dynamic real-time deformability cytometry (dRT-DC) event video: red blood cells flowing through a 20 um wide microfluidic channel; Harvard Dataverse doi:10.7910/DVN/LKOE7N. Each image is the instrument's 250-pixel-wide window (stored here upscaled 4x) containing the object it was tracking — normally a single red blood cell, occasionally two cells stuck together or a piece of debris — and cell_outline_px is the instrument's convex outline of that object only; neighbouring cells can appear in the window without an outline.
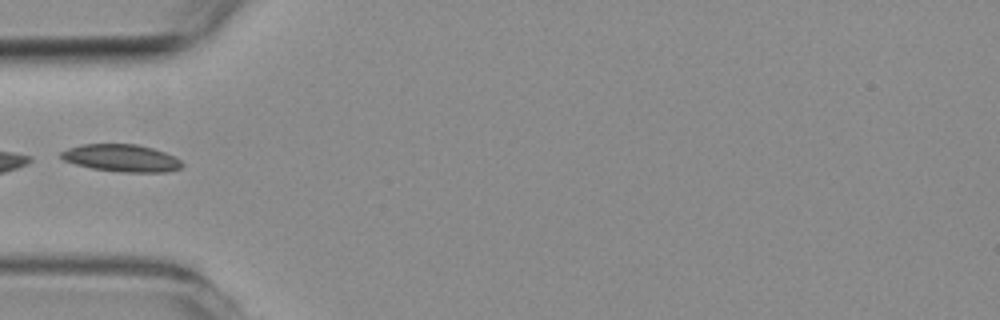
{"species": "common noctule bat (a hibernating species)", "species_latin": "Nyctalus noctula", "temperature_condition": "room temperature", "stored_images_in_passage": 5, "camera_frame_rate_fps": 3000, "um_per_image_px": 0.085, "animal": {"sex": "female", "body_mass_g": 19.3, "forearm_length_mm": 54.1}, "frame": {"image": 1, "passage_image": 5, "time_ms": 4.667, "image_size_px": [1000, 320], "cell_outline_px": [[184, 164], [180, 168], [168, 172], [120, 172], [92, 168], [76, 164], [64, 160], [60, 156], [60, 152], [68, 148], [84, 144], [136, 144], [152, 148], [164, 152], [180, 160]], "centroid_in_image_um": [10.33, 13.44], "position_along_channel_um": 74.7, "area_um2": 19.13}}